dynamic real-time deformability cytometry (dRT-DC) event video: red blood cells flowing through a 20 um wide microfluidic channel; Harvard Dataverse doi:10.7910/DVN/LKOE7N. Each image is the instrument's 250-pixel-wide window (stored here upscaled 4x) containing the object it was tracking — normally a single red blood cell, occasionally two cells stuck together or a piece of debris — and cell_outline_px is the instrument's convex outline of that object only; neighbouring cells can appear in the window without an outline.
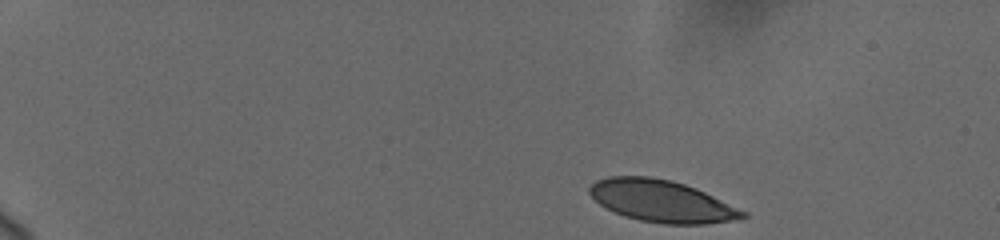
{"species": "human", "species_latin": "Homo sapiens", "temperature_condition": "cold", "stored_images_in_passage": 19, "camera_frame_rate_fps": 3000, "um_per_image_px": 0.085, "donor": {"sex": "female"}, "frame": {"image": 1, "passage_image": 1, "time_ms": 0.0, "image_size_px": [1000, 240], "cell_outline_px": [[748, 216], [728, 220], [704, 224], [664, 224], [640, 220], [624, 216], [600, 204], [588, 192], [588, 188], [596, 180], [608, 176], [648, 176], [672, 180], [696, 188], [748, 212]], "centroid_in_image_um": [56.23, 17.08], "position_along_channel_um": 28.8, "area_um2": 37.17}}
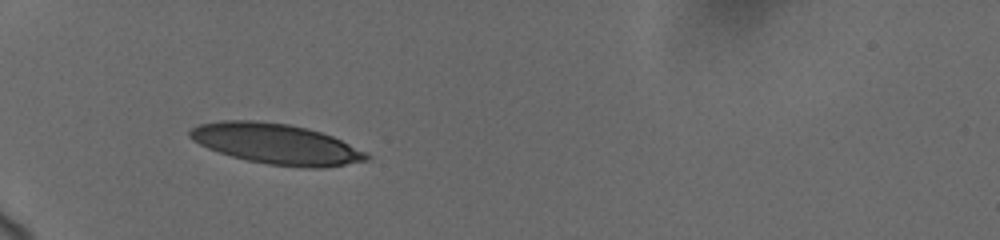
{"frame": {"image": 2, "passage_image": 11, "time_ms": 3.667, "image_size_px": [1000, 240], "cell_outline_px": [[372, 156], [368, 160], [320, 168], [308, 168], [268, 164], [248, 160], [232, 156], [208, 148], [192, 140], [188, 136], [188, 132], [192, 128], [200, 124], [220, 120], [252, 120], [288, 124], [308, 128], [332, 136], [368, 152]], "centroid_in_image_um": [23.49, 12.22], "position_along_channel_um": 61.5, "area_um2": 41.5}}
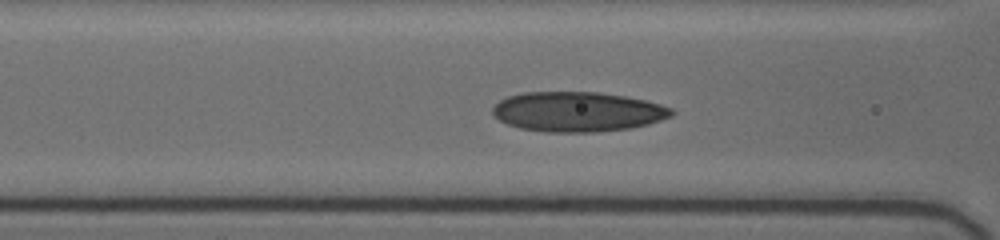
{"frame": {"image": 3, "passage_image": 16, "time_ms": 5.667, "image_size_px": [1000, 240], "cell_outline_px": [[676, 112], [672, 116], [648, 124], [628, 128], [596, 132], [544, 132], [520, 128], [508, 124], [492, 116], [492, 108], [500, 100], [508, 96], [524, 92], [600, 92], [624, 96], [644, 100], [660, 104], [672, 108]], "centroid_in_image_um": [49.08, 9.49], "position_along_channel_um": 117.5, "area_um2": 41.62}}